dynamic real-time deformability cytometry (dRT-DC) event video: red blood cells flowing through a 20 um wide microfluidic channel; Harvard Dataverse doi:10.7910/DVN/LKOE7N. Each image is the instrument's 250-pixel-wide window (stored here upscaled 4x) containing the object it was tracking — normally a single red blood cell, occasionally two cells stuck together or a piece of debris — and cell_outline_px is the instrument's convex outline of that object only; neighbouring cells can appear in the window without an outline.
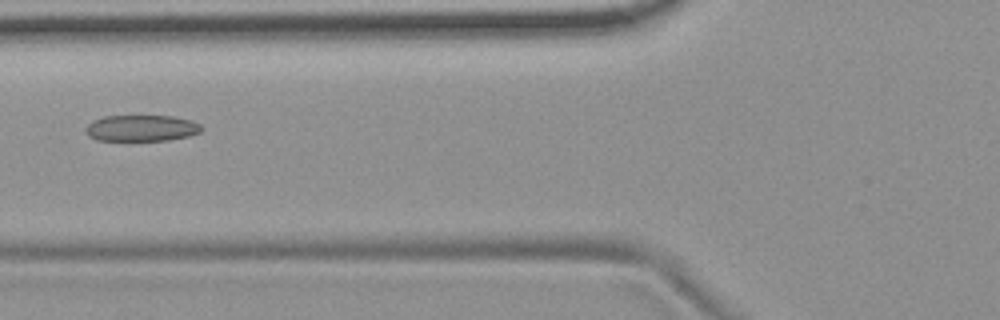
{"species": "common noctule bat (a hibernating species)", "species_latin": "Nyctalus noctula", "temperature_condition": "room temperature", "stored_images_in_passage": 5, "camera_frame_rate_fps": 3000, "um_per_image_px": 0.085, "animal": {"sex": "female", "body_mass_g": 19.9}, "frame": {"image": 1, "passage_image": 2, "time_ms": 1.333, "image_size_px": [1000, 320], "cell_outline_px": [[204, 128], [200, 132], [188, 136], [168, 140], [96, 140], [88, 136], [84, 128], [92, 120], [104, 116], [172, 116], [188, 120], [200, 124]], "centroid_in_image_um": [11.99, 10.89], "position_along_channel_um": 113.8, "area_um2": 17.69}}
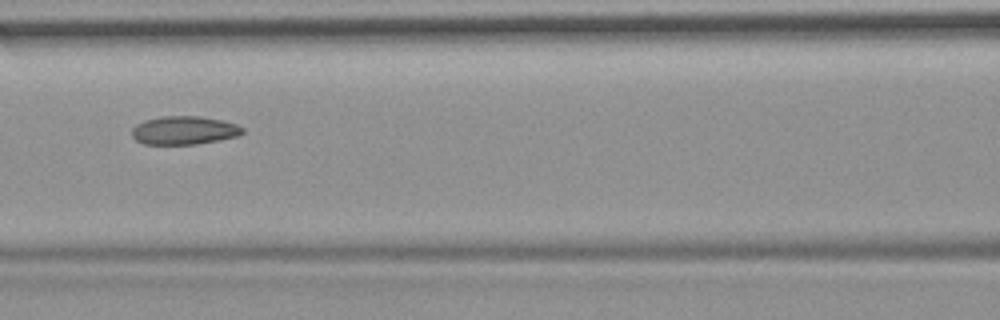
{"frame": {"image": 2, "passage_image": 3, "time_ms": 2.333, "image_size_px": [1000, 320], "cell_outline_px": [[244, 132], [240, 136], [220, 140], [196, 144], [144, 144], [136, 140], [132, 136], [132, 128], [136, 124], [144, 120], [160, 116], [200, 116], [220, 120], [236, 124], [244, 128]], "centroid_in_image_um": [15.65, 11.08], "position_along_channel_um": 150.9, "area_um2": 18.44}}